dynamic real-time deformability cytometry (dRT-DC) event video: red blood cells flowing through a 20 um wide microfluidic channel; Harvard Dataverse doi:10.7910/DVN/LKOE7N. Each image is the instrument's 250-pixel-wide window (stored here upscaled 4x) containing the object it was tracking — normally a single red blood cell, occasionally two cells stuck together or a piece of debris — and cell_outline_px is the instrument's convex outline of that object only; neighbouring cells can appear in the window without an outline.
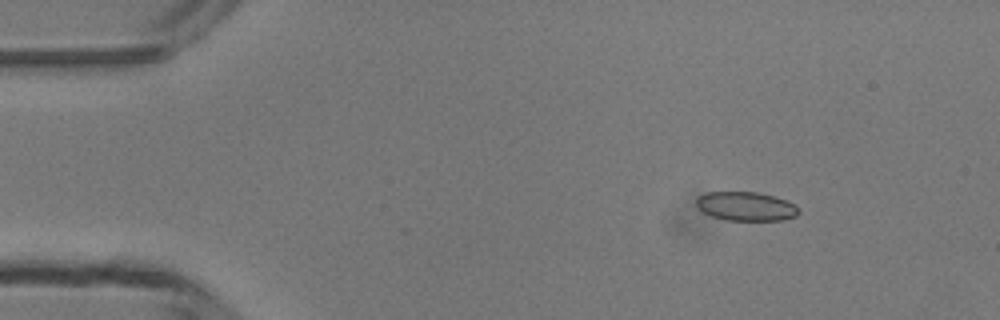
{"species": "common noctule bat (a hibernating species)", "species_latin": "Nyctalus noctula", "temperature_condition": "room temperature", "stored_images_in_passage": 4, "camera_frame_rate_fps": 3000, "um_per_image_px": 0.085, "animal": {"sex": "male", "body_mass_g": 13.3}, "frame": {"image": 1, "passage_image": 2, "time_ms": 1.333, "image_size_px": [1000, 320], "cell_outline_px": [[800, 212], [796, 216], [784, 220], [724, 220], [712, 216], [704, 212], [696, 204], [696, 196], [708, 192], [756, 192], [776, 196], [792, 204]], "centroid_in_image_um": [63.38, 17.53], "position_along_channel_um": 21.6, "area_um2": 17.17}}